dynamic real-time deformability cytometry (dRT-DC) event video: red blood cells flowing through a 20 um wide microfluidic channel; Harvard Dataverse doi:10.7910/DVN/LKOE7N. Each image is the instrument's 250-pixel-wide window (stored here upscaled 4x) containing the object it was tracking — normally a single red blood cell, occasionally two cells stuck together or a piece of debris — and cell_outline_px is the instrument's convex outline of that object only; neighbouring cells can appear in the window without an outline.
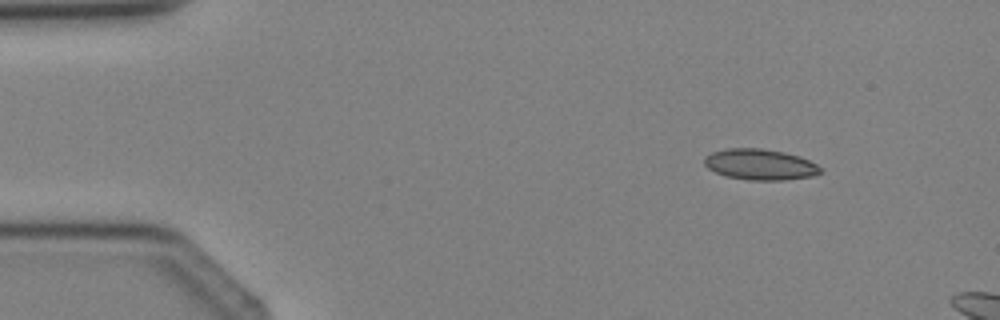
{"species": "Egyptian fruit bat (a non-hibernating species)", "species_latin": "Rousettus aegyptiacus", "temperature_condition": "cold", "stored_images_in_passage": 3, "camera_frame_rate_fps": 3000, "um_per_image_px": 0.085, "animal": {"sex": "female"}, "frame": {"image": 1, "passage_image": 1, "time_ms": 0.0, "image_size_px": [1000, 320], "cell_outline_px": [[820, 172], [812, 176], [784, 180], [748, 180], [724, 176], [708, 168], [704, 164], [704, 156], [712, 152], [724, 148], [760, 148], [784, 152], [800, 156], [816, 164], [820, 168]], "centroid_in_image_um": [64.56, 13.97], "position_along_channel_um": 20.4, "area_um2": 20.92}}